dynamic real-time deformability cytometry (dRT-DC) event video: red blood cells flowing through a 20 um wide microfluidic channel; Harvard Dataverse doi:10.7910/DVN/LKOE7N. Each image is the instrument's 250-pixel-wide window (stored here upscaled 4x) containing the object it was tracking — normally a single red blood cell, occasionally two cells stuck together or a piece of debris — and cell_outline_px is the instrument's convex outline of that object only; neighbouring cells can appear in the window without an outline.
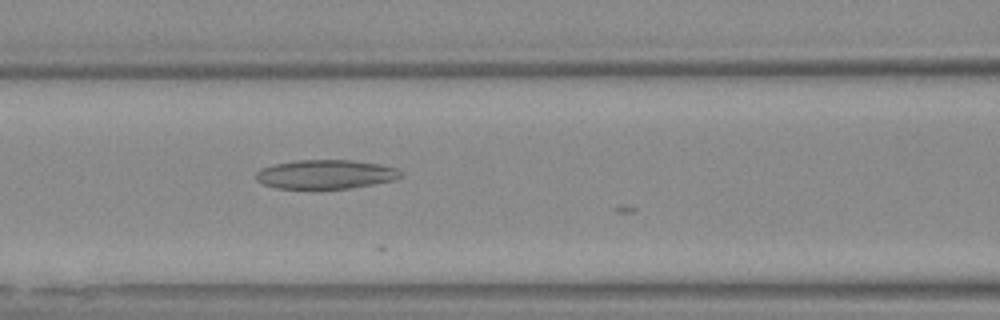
{"species": "Egyptian fruit bat (a non-hibernating species)", "species_latin": "Rousettus aegyptiacus", "temperature_condition": "warm", "stored_images_in_passage": 8, "camera_frame_rate_fps": 3000, "um_per_image_px": 0.085, "animal": {"sex": "female"}, "frame": {"image": 1, "passage_image": 4, "time_ms": 1.0, "image_size_px": [1000, 320], "cell_outline_px": [[404, 176], [392, 180], [372, 184], [348, 188], [276, 188], [264, 184], [256, 180], [256, 172], [260, 168], [272, 164], [296, 160], [352, 160], [376, 164], [396, 168]], "centroid_in_image_um": [27.62, 14.81], "position_along_channel_um": 139.0, "area_um2": 24.28}}
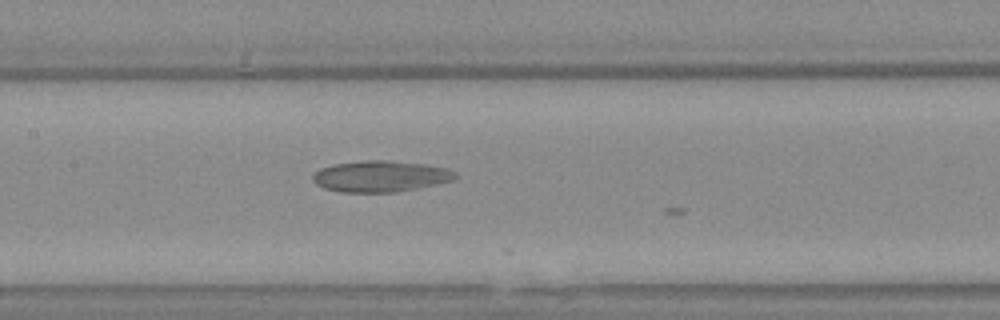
{"frame": {"image": 2, "passage_image": 7, "time_ms": 2.0, "image_size_px": [1000, 320], "cell_outline_px": [[456, 176], [452, 180], [416, 188], [392, 192], [344, 192], [324, 188], [316, 184], [312, 180], [312, 176], [320, 168], [332, 164], [364, 160], [388, 160], [424, 164], [448, 168], [456, 172]], "centroid_in_image_um": [32.31, 14.97], "position_along_channel_um": 175.1, "area_um2": 25.72}}